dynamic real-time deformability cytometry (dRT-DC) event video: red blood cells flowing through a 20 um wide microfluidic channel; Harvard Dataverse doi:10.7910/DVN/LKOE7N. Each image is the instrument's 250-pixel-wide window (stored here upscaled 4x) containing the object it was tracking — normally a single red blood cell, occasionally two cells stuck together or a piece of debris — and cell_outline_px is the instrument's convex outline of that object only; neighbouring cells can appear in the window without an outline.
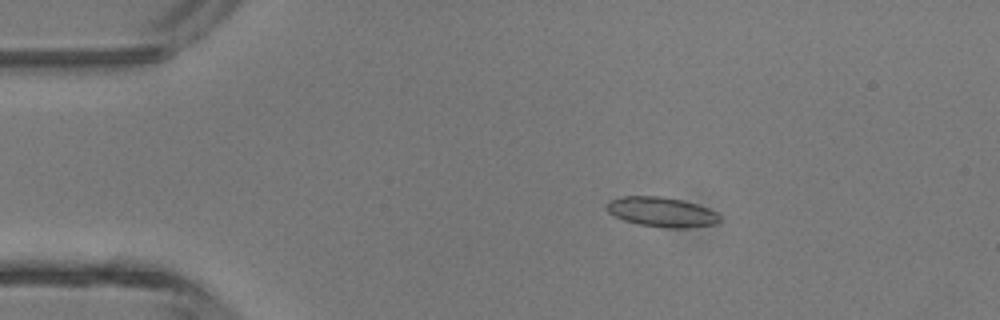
{"species": "common noctule bat (a hibernating species)", "species_latin": "Nyctalus noctula", "temperature_condition": "room temperature", "stored_images_in_passage": 4, "camera_frame_rate_fps": 3000, "um_per_image_px": 0.085, "animal": {"sex": "male", "body_mass_g": 13.3}, "frame": {"image": 1, "passage_image": 2, "time_ms": 1.0, "image_size_px": [1000, 320], "cell_outline_px": [[720, 220], [716, 224], [684, 228], [668, 228], [636, 224], [624, 220], [608, 212], [604, 204], [608, 200], [624, 196], [660, 196], [684, 200], [708, 208], [716, 212], [720, 216]], "centroid_in_image_um": [56.22, 18.01], "position_along_channel_um": 28.8, "area_um2": 19.77}}
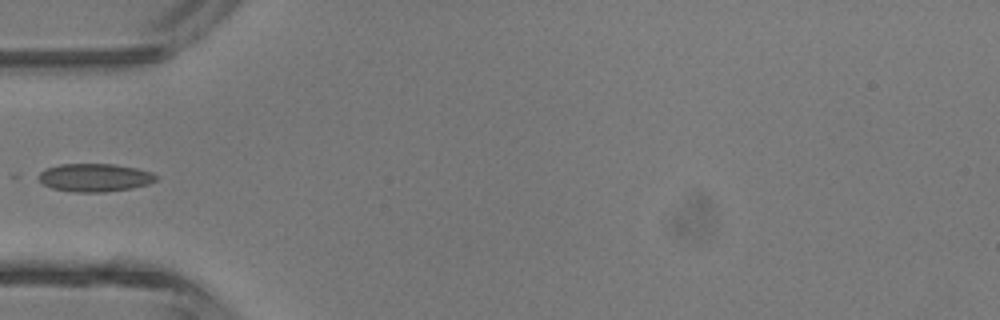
{"frame": {"image": 2, "passage_image": 4, "time_ms": 3.333, "image_size_px": [1000, 320], "cell_outline_px": [[160, 176], [156, 180], [148, 184], [132, 188], [104, 192], [76, 192], [52, 188], [44, 184], [32, 176], [44, 168], [60, 164], [112, 164], [136, 168], [152, 172]], "centroid_in_image_um": [8.0, 15.09], "position_along_channel_um": 77.0, "area_um2": 19.54}}